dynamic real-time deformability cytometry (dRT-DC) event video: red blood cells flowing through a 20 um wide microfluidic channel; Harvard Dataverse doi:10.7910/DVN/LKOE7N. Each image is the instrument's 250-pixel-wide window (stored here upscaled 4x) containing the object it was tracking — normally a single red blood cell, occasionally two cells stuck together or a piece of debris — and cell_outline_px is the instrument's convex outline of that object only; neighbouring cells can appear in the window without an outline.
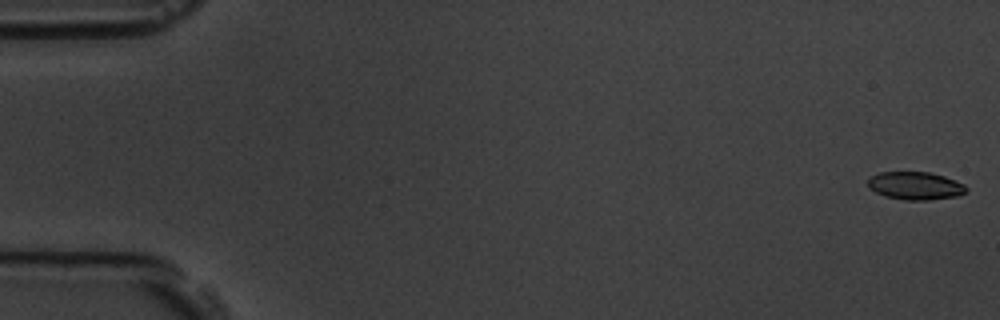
{"species": "common noctule bat (a hibernating species)", "species_latin": "Nyctalus noctula", "temperature_condition": "room temperature", "stored_images_in_passage": 56, "camera_frame_rate_fps": 3000, "um_per_image_px": 0.085, "animal": {"sex": "male", "body_mass_g": 19.5, "forearm_length_mm": 54.6}, "frame": {"image": 1, "passage_image": 1, "time_ms": 0.0, "image_size_px": [1000, 320], "cell_outline_px": [[968, 192], [956, 196], [928, 200], [904, 200], [884, 196], [868, 188], [868, 176], [880, 172], [928, 172], [944, 176], [964, 184], [968, 188]], "centroid_in_image_um": [77.78, 15.79], "position_along_channel_um": 7.2, "area_um2": 16.13}}
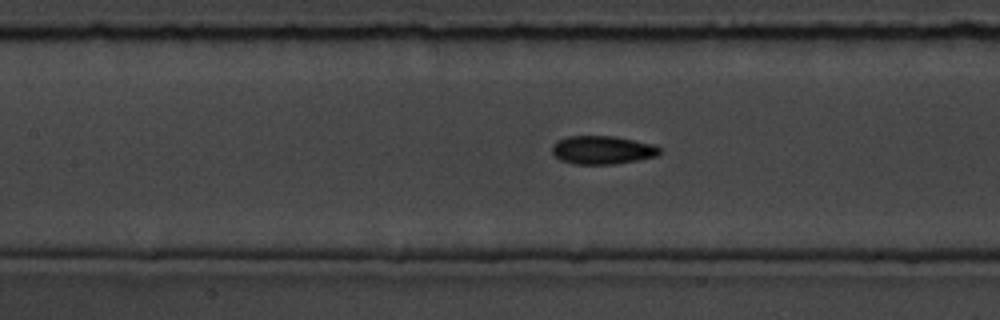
{"frame": {"image": 2, "passage_image": 26, "time_ms": 8.333, "image_size_px": [1000, 320], "cell_outline_px": [[660, 152], [656, 156], [636, 160], [612, 164], [572, 164], [560, 160], [552, 152], [552, 144], [556, 140], [568, 136], [612, 136], [652, 144], [660, 148]], "centroid_in_image_um": [51.14, 12.75], "position_along_channel_um": 156.3, "area_um2": 17.63}}
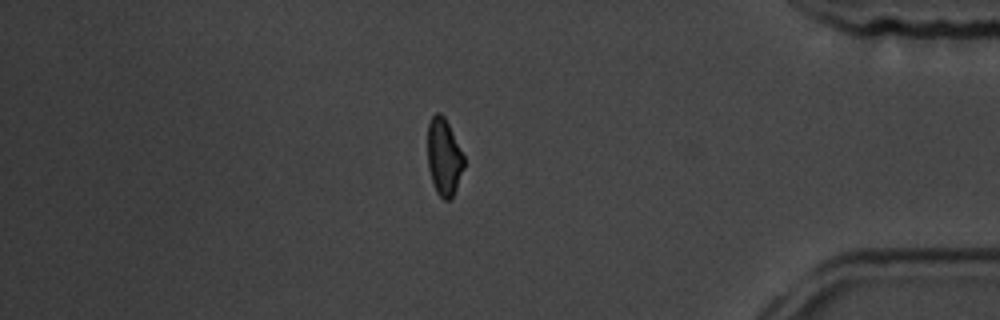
{"frame": {"image": 3, "passage_image": 49, "time_ms": 16.0, "image_size_px": [1000, 320], "cell_outline_px": [[464, 168], [452, 200], [444, 200], [436, 192], [428, 168], [428, 124], [432, 116], [436, 112], [440, 112], [444, 116], [464, 156]], "centroid_in_image_um": [37.74, 13.37], "position_along_channel_um": 397.5, "area_um2": 16.3}, "authors_computed_cell_mechanics": {"area_um2": 17.2244, "velocity_mm_per_s": 3.5921, "shape_relaxation_time_tau1_ms": 5.5025, "shape_relaxation_time_tau2_ms": 1.7051, "deformation_change_tau1": 0.113, "deformation_change_tau2": 0.0548}}